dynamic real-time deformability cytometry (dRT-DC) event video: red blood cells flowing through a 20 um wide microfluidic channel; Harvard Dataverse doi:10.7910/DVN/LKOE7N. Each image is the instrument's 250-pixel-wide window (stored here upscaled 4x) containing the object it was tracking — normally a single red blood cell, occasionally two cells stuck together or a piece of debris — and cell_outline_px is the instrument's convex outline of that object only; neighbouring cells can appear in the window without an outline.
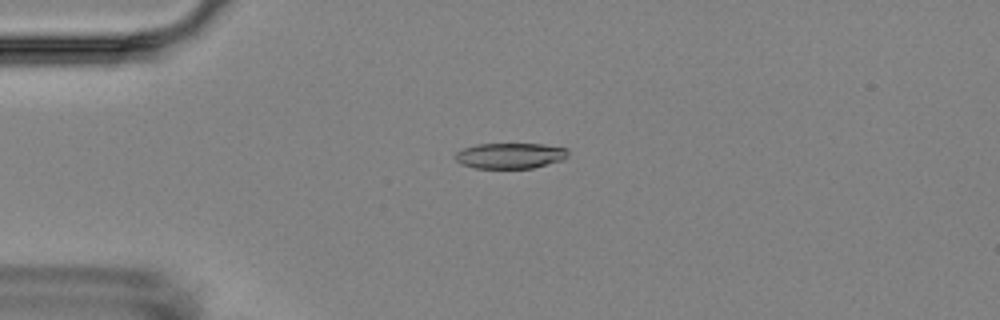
{"species": "Egyptian fruit bat (a non-hibernating species)", "species_latin": "Rousettus aegyptiacus", "temperature_condition": "room temperature", "stored_images_in_passage": 8, "camera_frame_rate_fps": 3000, "um_per_image_px": 0.085, "animal": {"sex": "female"}, "frame": {"image": 1, "passage_image": 3, "time_ms": 3.667, "image_size_px": [1000, 320], "cell_outline_px": [[568, 156], [564, 160], [532, 168], [476, 168], [460, 164], [456, 160], [456, 152], [464, 148], [476, 144], [544, 144], [568, 148]], "centroid_in_image_um": [43.4, 13.23], "position_along_channel_um": 41.6, "area_um2": 16.94}}
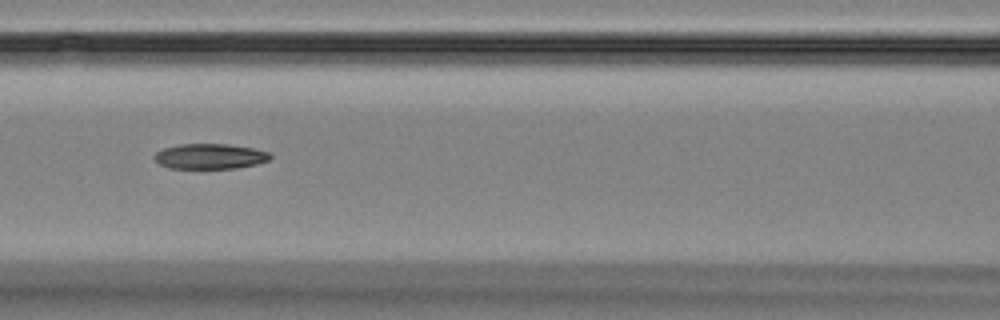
{"frame": {"image": 2, "passage_image": 6, "time_ms": 7.333, "image_size_px": [1000, 320], "cell_outline_px": [[272, 156], [268, 160], [256, 164], [236, 168], [168, 168], [160, 164], [152, 156], [156, 152], [164, 148], [180, 144], [228, 144], [252, 148], [268, 152]], "centroid_in_image_um": [17.82, 13.28], "position_along_channel_um": 148.8, "area_um2": 16.94}}
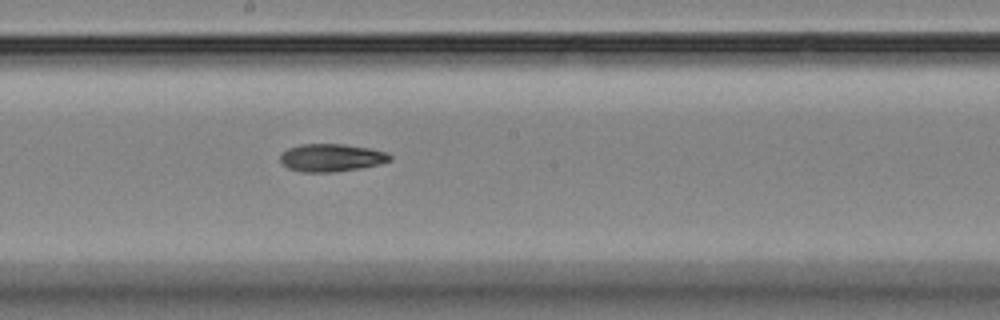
{"frame": {"image": 3, "passage_image": 8, "time_ms": 9.333, "image_size_px": [1000, 320], "cell_outline_px": [[392, 160], [380, 164], [360, 168], [336, 172], [300, 172], [288, 168], [280, 160], [280, 156], [288, 148], [300, 144], [344, 144], [368, 148], [388, 152], [392, 156]], "centroid_in_image_um": [28.19, 13.41], "position_along_channel_um": 220.0, "area_um2": 17.8}}